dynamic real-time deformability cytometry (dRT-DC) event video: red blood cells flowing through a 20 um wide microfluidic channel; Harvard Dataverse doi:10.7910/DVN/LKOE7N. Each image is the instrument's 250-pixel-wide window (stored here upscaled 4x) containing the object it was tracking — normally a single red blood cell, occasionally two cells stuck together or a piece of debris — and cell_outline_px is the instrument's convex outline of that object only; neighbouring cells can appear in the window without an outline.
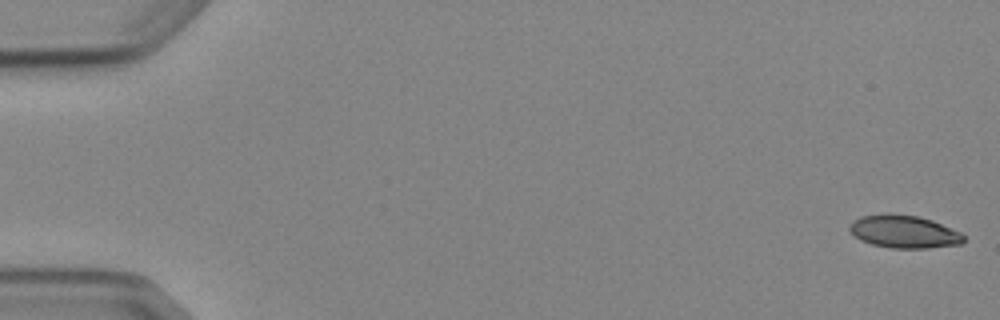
{"species": "Egyptian fruit bat (a non-hibernating species)", "species_latin": "Rousettus aegyptiacus", "temperature_condition": "cold", "stored_images_in_passage": 6, "segment_of_instrument_passage": [2, 2], "camera_frame_rate_fps": 3000, "um_per_image_px": 0.085, "animal": {"sex": "female"}, "frame": {"image": 1, "passage_image": 6, "time_ms": 5.667, "image_size_px": [1000, 320], "cell_outline_px": [[964, 240], [960, 244], [928, 248], [892, 248], [872, 244], [860, 240], [848, 228], [848, 224], [852, 220], [860, 216], [888, 212], [920, 216], [932, 220], [960, 232], [964, 236]], "centroid_in_image_um": [76.8, 19.66], "position_along_channel_um": 8.2, "area_um2": 22.02}}